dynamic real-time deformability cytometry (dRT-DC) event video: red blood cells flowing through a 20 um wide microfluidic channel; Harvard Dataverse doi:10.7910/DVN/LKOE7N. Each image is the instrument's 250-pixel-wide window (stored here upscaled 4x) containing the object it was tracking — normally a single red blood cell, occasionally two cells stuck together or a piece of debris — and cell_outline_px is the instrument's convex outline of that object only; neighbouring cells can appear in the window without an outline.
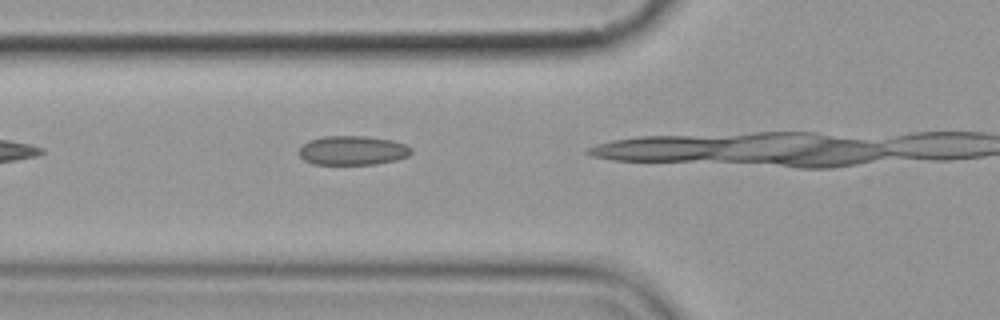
{"species": "common noctule bat (a hibernating species)", "species_latin": "Nyctalus noctula", "temperature_condition": "cold", "stored_images_in_passage": 4, "camera_frame_rate_fps": 3000, "um_per_image_px": 0.085, "animal": {"sex": "female", "body_mass_g": 19.9}, "frame": {"image": 1, "passage_image": 3, "time_ms": 3.333, "image_size_px": [1000, 320], "cell_outline_px": [[412, 152], [408, 156], [396, 160], [376, 164], [312, 164], [304, 160], [300, 156], [300, 148], [308, 140], [324, 136], [364, 136], [392, 140], [404, 144], [412, 148]], "centroid_in_image_um": [29.98, 12.79], "position_along_channel_um": 95.8, "area_um2": 19.07}}